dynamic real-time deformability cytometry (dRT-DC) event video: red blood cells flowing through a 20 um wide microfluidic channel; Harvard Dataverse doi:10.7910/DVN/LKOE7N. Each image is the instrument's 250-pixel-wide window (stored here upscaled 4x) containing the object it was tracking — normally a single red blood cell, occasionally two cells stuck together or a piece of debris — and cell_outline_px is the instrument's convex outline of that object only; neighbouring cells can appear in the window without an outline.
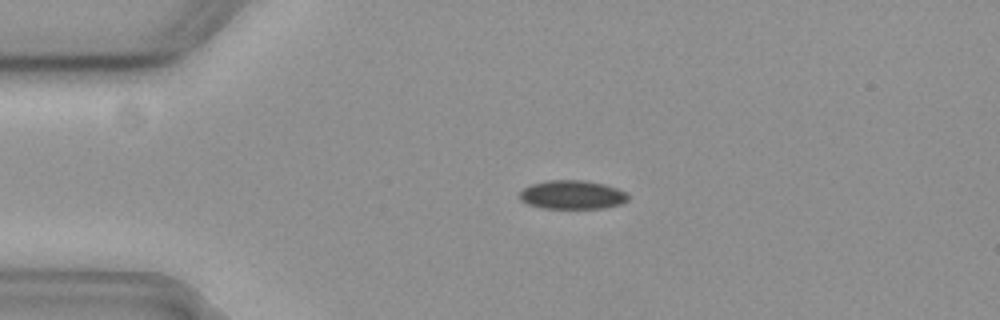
{"species": "common noctule bat (a hibernating species)", "species_latin": "Nyctalus noctula", "temperature_condition": "cold", "stored_images_in_passage": 45, "camera_frame_rate_fps": 3000, "um_per_image_px": 0.085, "animal": {"sex": "female", "body_mass_g": 19.3, "forearm_length_mm": 54.1}, "frame": {"image": 1, "passage_image": 1, "time_ms": 0.0, "image_size_px": [1000, 320], "cell_outline_px": [[628, 200], [620, 204], [604, 208], [544, 208], [528, 204], [520, 200], [520, 192], [524, 188], [532, 184], [548, 180], [584, 180], [604, 184], [628, 192]], "centroid_in_image_um": [48.66, 16.55], "position_along_channel_um": 36.3, "area_um2": 18.15}}
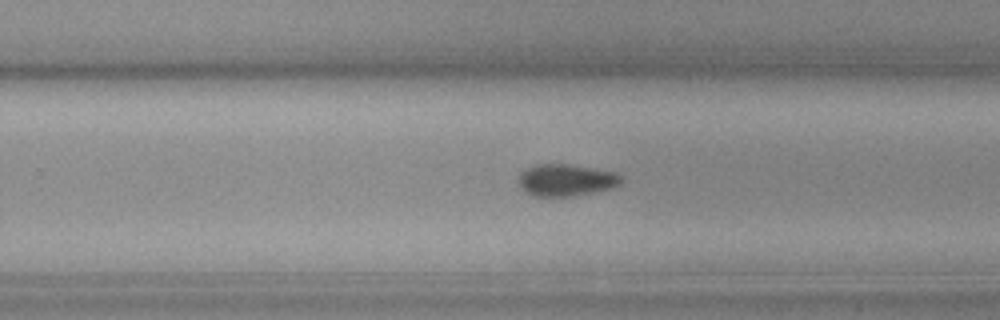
{"frame": {"image": 2, "passage_image": 24, "time_ms": 7.667, "image_size_px": [1000, 320], "cell_outline_px": [[624, 180], [620, 184], [612, 188], [576, 196], [532, 196], [520, 188], [520, 172], [524, 168], [536, 164], [564, 164], [616, 172]], "centroid_in_image_um": [48.11, 15.31], "position_along_channel_um": 281.7, "area_um2": 19.13}}
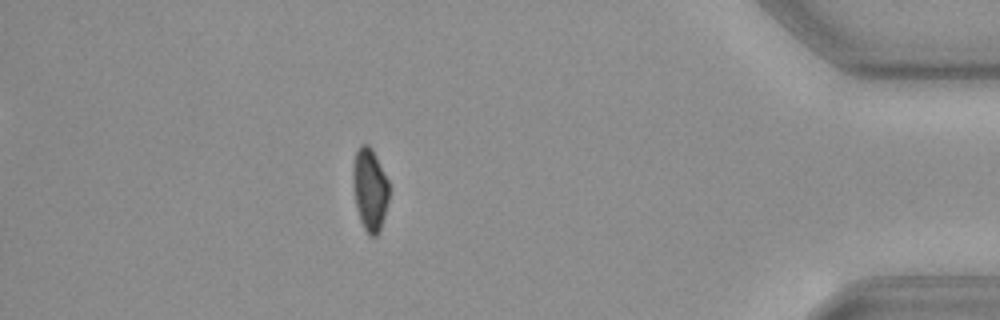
{"frame": {"image": 3, "passage_image": 38, "time_ms": 12.333, "image_size_px": [1000, 320], "cell_outline_px": [[388, 200], [384, 216], [380, 228], [376, 236], [368, 236], [360, 220], [356, 208], [352, 180], [352, 168], [356, 152], [360, 144], [368, 144], [372, 148], [388, 180]], "centroid_in_image_um": [31.41, 16.08], "position_along_channel_um": 403.8, "area_um2": 17.34}}